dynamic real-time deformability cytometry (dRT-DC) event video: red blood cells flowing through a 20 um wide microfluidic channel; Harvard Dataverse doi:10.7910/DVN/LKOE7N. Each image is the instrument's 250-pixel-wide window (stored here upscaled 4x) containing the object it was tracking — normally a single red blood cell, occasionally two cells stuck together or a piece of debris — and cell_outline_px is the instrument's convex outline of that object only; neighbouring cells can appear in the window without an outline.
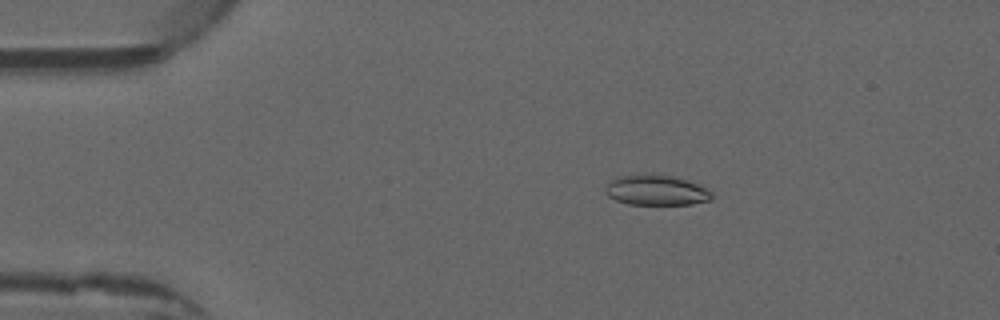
{"species": "common noctule bat (a hibernating species)", "species_latin": "Nyctalus noctula", "temperature_condition": "warm", "stored_images_in_passage": 4, "camera_frame_rate_fps": 3000, "um_per_image_px": 0.085, "animal": {"sex": "male", "forearm_length_mm": 52.5}, "frame": {"image": 1, "passage_image": 3, "time_ms": 0.667, "image_size_px": [1000, 320], "cell_outline_px": [[712, 200], [692, 204], [628, 204], [616, 200], [608, 196], [604, 192], [604, 188], [608, 180], [616, 176], [644, 172], [672, 176], [688, 180], [708, 188], [712, 192]], "centroid_in_image_um": [55.73, 16.13], "position_along_channel_um": 29.3, "area_um2": 19.42}}